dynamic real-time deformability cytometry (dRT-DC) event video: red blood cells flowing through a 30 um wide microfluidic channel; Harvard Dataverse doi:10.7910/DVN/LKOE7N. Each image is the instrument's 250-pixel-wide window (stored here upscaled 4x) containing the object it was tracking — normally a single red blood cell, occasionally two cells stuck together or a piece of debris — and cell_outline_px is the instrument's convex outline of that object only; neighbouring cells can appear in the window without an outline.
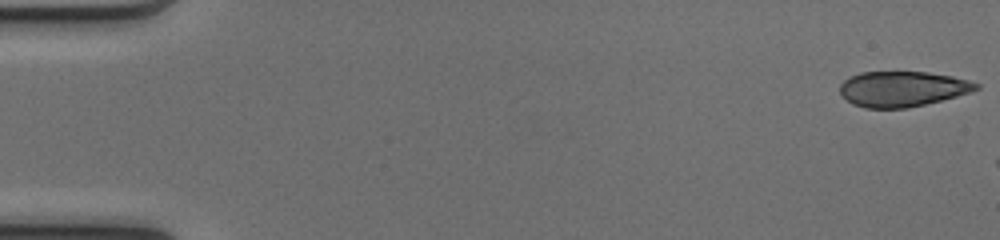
{"species": "common noctule bat (a hibernating species)", "species_latin": "Nyctalus noctula", "temperature_condition": "cold", "stored_images_in_passage": 6, "camera_frame_rate_fps": 3000, "um_per_image_px": 0.085, "animal": {"sex": "female", "body_mass_g": 17.0, "forearm_length_mm": 48.0}, "frame": {"image": 1, "passage_image": 1, "time_ms": 0.0, "image_size_px": [1000, 240], "cell_outline_px": [[980, 88], [956, 96], [908, 108], [864, 108], [852, 104], [840, 92], [840, 84], [848, 76], [860, 72], [928, 72], [952, 76], [968, 80], [980, 84]], "centroid_in_image_um": [76.67, 7.55], "position_along_channel_um": 8.3, "area_um2": 27.98}}